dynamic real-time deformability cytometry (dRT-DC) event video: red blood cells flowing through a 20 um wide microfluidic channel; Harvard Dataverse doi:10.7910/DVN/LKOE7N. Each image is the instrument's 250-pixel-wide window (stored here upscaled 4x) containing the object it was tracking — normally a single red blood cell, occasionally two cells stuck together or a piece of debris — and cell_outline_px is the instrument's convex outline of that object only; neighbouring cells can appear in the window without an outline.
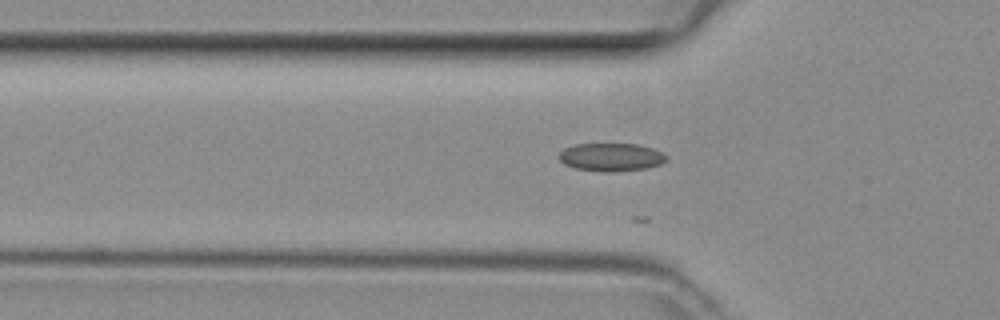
{"species": "common noctule bat (a hibernating species)", "species_latin": "Nyctalus noctula", "temperature_condition": "room temperature", "stored_images_in_passage": 15, "camera_frame_rate_fps": 3000, "um_per_image_px": 0.085, "animal": {"sex": "female", "body_mass_g": 29.2, "forearm_length_mm": 56.3}, "frame": {"image": 1, "passage_image": 7, "time_ms": 2.0, "image_size_px": [1000, 320], "cell_outline_px": [[668, 160], [660, 164], [648, 168], [608, 172], [576, 168], [564, 164], [560, 160], [560, 152], [564, 148], [576, 144], [636, 144], [652, 148], [668, 156]], "centroid_in_image_um": [51.97, 13.35], "position_along_channel_um": 73.8, "area_um2": 17.4}}
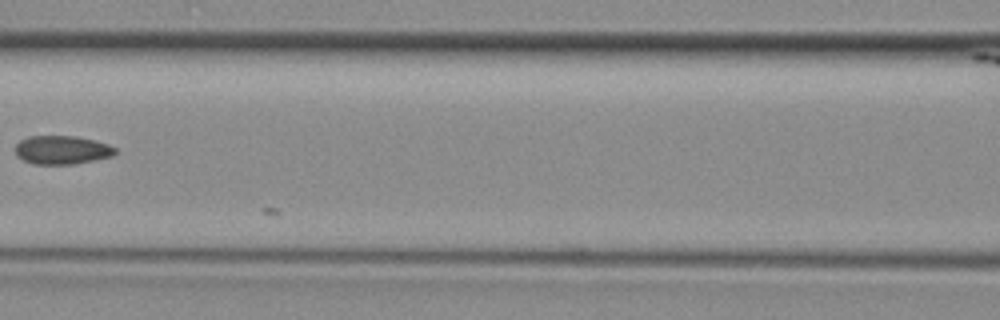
{"frame": {"image": 2, "passage_image": 13, "time_ms": 4.0, "image_size_px": [1000, 320], "cell_outline_px": [[116, 152], [112, 156], [72, 164], [36, 164], [24, 160], [16, 156], [16, 144], [20, 140], [28, 136], [76, 136], [108, 144], [116, 148]], "centroid_in_image_um": [5.24, 12.74], "position_along_channel_um": 161.4, "area_um2": 16.47}}